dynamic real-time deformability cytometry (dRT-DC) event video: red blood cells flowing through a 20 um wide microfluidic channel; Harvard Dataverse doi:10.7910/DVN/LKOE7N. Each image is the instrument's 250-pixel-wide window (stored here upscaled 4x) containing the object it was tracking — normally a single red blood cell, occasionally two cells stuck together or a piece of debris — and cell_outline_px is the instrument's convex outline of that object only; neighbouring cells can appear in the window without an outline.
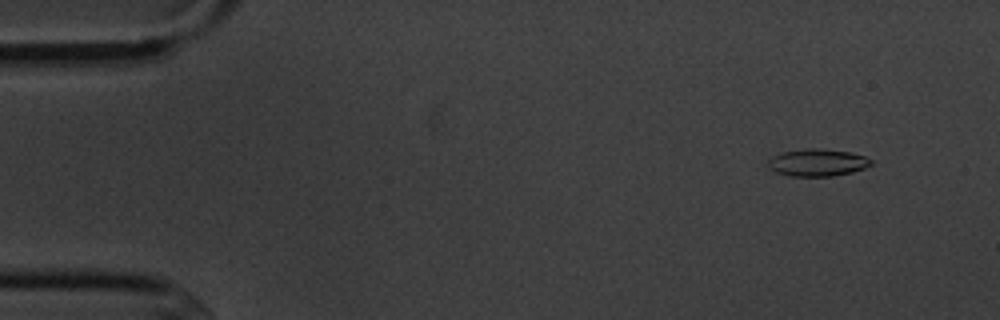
{"species": "common noctule bat (a hibernating species)", "species_latin": "Nyctalus noctula", "temperature_condition": "cold", "stored_images_in_passage": 4, "camera_frame_rate_fps": 3000, "um_per_image_px": 0.085, "animal": {"sex": "male", "body_mass_g": 20.1, "forearm_length_mm": 53.5}, "frame": {"image": 1, "passage_image": 1, "time_ms": 0.0, "image_size_px": [1000, 320], "cell_outline_px": [[872, 164], [864, 168], [852, 172], [832, 176], [788, 176], [776, 172], [768, 168], [768, 160], [772, 156], [780, 152], [804, 148], [816, 148], [848, 152], [864, 156], [872, 160]], "centroid_in_image_um": [69.43, 13.82], "position_along_channel_um": 15.6, "area_um2": 16.42}}